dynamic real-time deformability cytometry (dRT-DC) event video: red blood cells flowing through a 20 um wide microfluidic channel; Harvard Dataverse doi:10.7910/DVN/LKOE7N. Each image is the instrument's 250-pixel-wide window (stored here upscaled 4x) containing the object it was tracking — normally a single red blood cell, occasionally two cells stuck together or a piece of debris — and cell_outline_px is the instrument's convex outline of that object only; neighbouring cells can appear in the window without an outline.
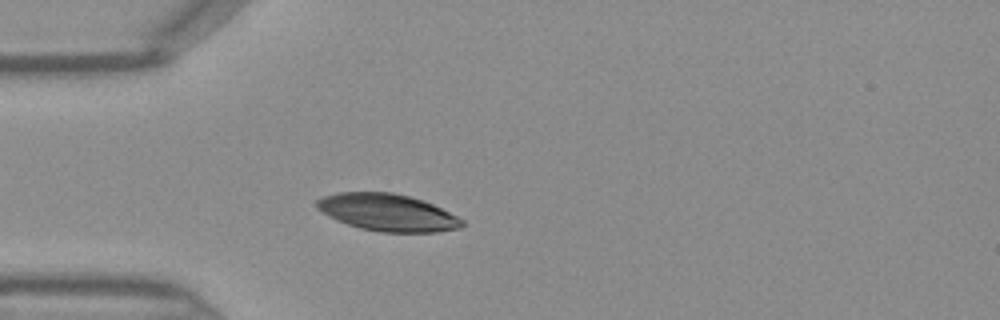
{"species": "Egyptian fruit bat (a non-hibernating species)", "species_latin": "Rousettus aegyptiacus", "temperature_condition": "warm", "stored_images_in_passage": 34, "camera_frame_rate_fps": 3000, "um_per_image_px": 0.085, "frame": {"image": 1, "passage_image": 1, "time_ms": 0.0, "image_size_px": [1000, 320], "cell_outline_px": [[464, 224], [460, 228], [436, 232], [380, 232], [360, 228], [336, 220], [320, 212], [316, 208], [316, 200], [324, 196], [336, 192], [392, 192], [408, 196], [432, 204], [464, 220]], "centroid_in_image_um": [32.89, 18.06], "position_along_channel_um": 52.1, "area_um2": 31.33}}
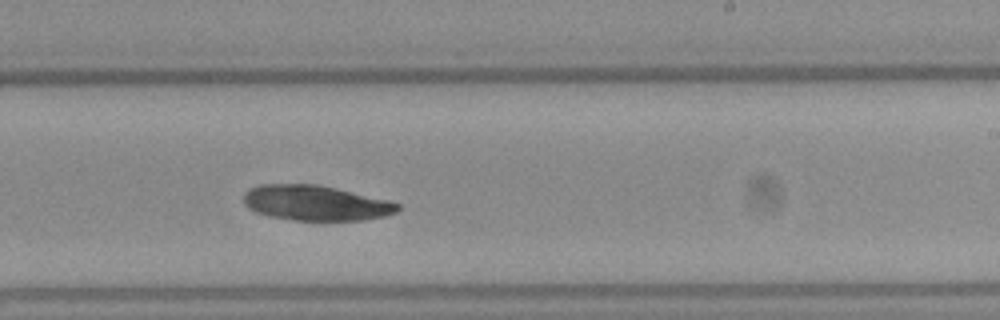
{"frame": {"image": 2, "passage_image": 16, "time_ms": 5.0, "image_size_px": [1000, 320], "cell_outline_px": [[400, 208], [396, 212], [384, 216], [364, 220], [296, 220], [268, 216], [256, 212], [248, 208], [244, 204], [244, 192], [248, 188], [260, 184], [320, 184], [392, 200], [400, 204]], "centroid_in_image_um": [26.85, 17.24], "position_along_channel_um": 262.2, "area_um2": 32.02}}
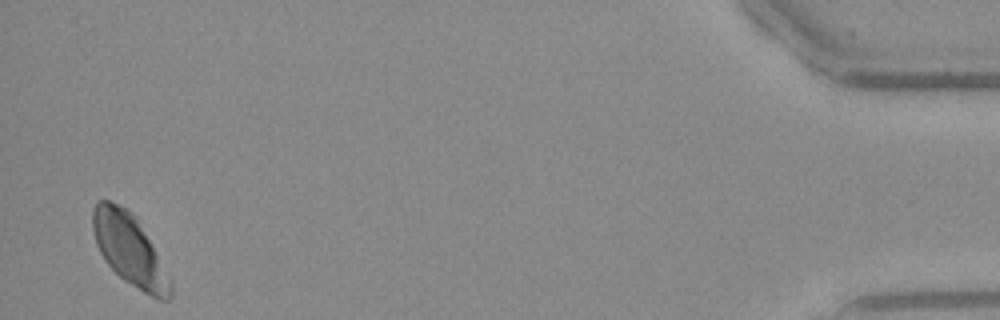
{"frame": {"image": 3, "passage_image": 33, "time_ms": 10.667, "image_size_px": [1000, 320], "cell_outline_px": [[172, 296], [168, 300], [160, 300], [144, 292], [124, 280], [104, 260], [96, 244], [92, 228], [92, 208], [96, 200], [108, 200], [120, 204], [132, 212], [148, 240], [172, 284]], "centroid_in_image_um": [10.94, 21.19], "position_along_channel_um": 424.3, "area_um2": 31.56}}